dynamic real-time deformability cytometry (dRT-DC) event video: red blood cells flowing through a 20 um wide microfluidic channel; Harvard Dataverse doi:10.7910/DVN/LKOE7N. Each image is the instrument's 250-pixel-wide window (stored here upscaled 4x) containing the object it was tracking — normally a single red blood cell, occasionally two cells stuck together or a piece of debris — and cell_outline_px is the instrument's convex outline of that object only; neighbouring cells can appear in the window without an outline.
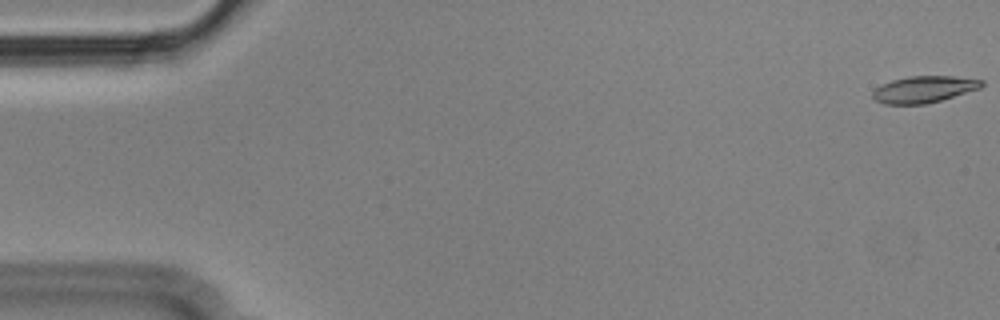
{"species": "Egyptian fruit bat (a non-hibernating species)", "species_latin": "Rousettus aegyptiacus", "temperature_condition": "cold", "stored_images_in_passage": 14, "camera_frame_rate_fps": 3000, "um_per_image_px": 0.085, "animal": {"sex": "male"}, "frame": {"image": 1, "passage_image": 1, "time_ms": 0.0, "image_size_px": [1000, 320], "cell_outline_px": [[984, 84], [980, 88], [940, 100], [924, 104], [884, 104], [876, 100], [872, 96], [872, 92], [880, 84], [892, 80], [908, 76], [952, 76], [984, 80]], "centroid_in_image_um": [78.51, 7.58], "position_along_channel_um": 6.5, "area_um2": 16.82}}